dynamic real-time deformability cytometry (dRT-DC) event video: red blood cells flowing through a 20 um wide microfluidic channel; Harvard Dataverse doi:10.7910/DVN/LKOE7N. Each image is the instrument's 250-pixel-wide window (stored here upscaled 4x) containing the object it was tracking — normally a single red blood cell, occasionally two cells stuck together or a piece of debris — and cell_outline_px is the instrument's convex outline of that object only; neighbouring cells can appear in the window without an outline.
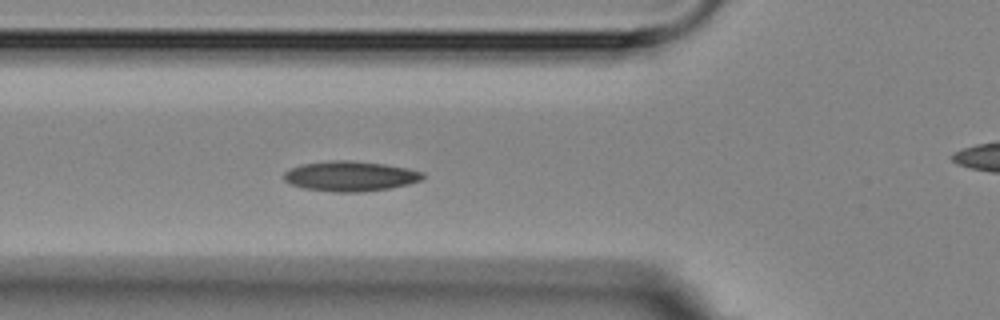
{"species": "Egyptian fruit bat (a non-hibernating species)", "species_latin": "Rousettus aegyptiacus", "temperature_condition": "room temperature", "stored_images_in_passage": 6, "segment_of_instrument_passage": [1, 2], "camera_frame_rate_fps": 3000, "um_per_image_px": 0.085, "animal": {"sex": "female"}, "frame": {"image": 1, "passage_image": 5, "time_ms": 4.333, "image_size_px": [1000, 320], "cell_outline_px": [[424, 176], [420, 180], [408, 184], [388, 188], [360, 192], [332, 192], [304, 188], [292, 184], [284, 180], [284, 172], [300, 164], [328, 160], [352, 160], [384, 164], [408, 168], [424, 172]], "centroid_in_image_um": [29.76, 14.96], "position_along_channel_um": 96.0, "area_um2": 24.33}}